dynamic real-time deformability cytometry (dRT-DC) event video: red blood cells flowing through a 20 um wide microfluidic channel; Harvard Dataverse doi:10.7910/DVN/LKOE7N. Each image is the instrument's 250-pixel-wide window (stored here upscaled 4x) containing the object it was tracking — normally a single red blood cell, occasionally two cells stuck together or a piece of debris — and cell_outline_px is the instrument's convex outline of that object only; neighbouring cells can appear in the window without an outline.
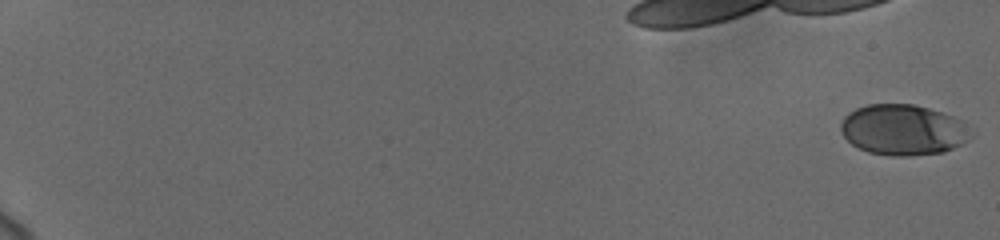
{"species": "human", "species_latin": "Homo sapiens", "temperature_condition": "cold", "stored_images_in_passage": 53, "camera_frame_rate_fps": 3000, "um_per_image_px": 0.085, "donor": {"sex": "female"}, "frame": {"image": 1, "passage_image": 1, "time_ms": 0.0, "image_size_px": [1000, 240], "cell_outline_px": [[972, 136], [968, 140], [944, 152], [908, 156], [892, 156], [868, 152], [852, 144], [840, 132], [840, 124], [844, 116], [848, 112], [856, 108], [868, 104], [912, 104], [928, 108], [964, 120]], "centroid_in_image_um": [76.75, 11.03], "position_along_channel_um": 8.3, "area_um2": 38.49}}
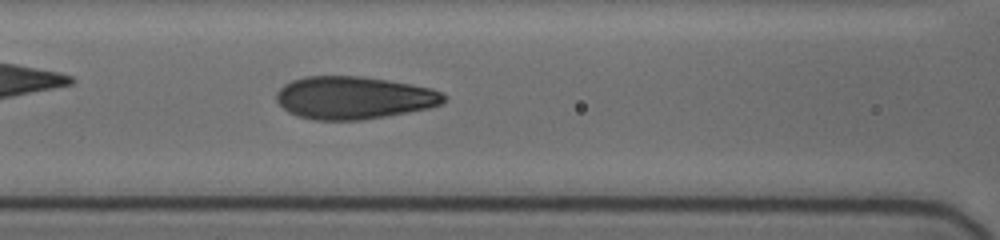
{"frame": {"image": 2, "passage_image": 39, "time_ms": 9.667, "image_size_px": [1000, 240], "cell_outline_px": [[448, 96], [440, 104], [428, 108], [408, 112], [360, 120], [316, 120], [296, 116], [288, 112], [276, 100], [276, 92], [284, 84], [292, 80], [304, 76], [360, 76], [388, 80], [412, 84], [432, 88]], "centroid_in_image_um": [30.05, 8.3], "position_along_channel_um": 136.6, "area_um2": 41.67}}
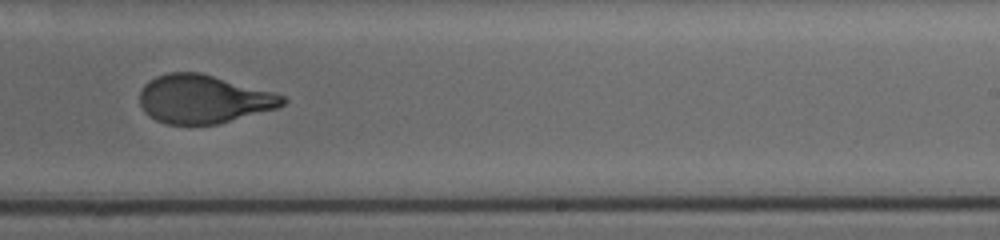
{"frame": {"image": 3, "passage_image": 51, "time_ms": 13.333, "image_size_px": [1000, 240], "cell_outline_px": [[288, 100], [284, 104], [276, 108], [216, 124], [168, 124], [156, 120], [148, 116], [144, 112], [140, 104], [140, 92], [144, 84], [148, 80], [156, 76], [168, 72], [200, 72], [272, 92], [284, 96]], "centroid_in_image_um": [17.24, 8.41], "position_along_channel_um": 271.8, "area_um2": 40.06}}